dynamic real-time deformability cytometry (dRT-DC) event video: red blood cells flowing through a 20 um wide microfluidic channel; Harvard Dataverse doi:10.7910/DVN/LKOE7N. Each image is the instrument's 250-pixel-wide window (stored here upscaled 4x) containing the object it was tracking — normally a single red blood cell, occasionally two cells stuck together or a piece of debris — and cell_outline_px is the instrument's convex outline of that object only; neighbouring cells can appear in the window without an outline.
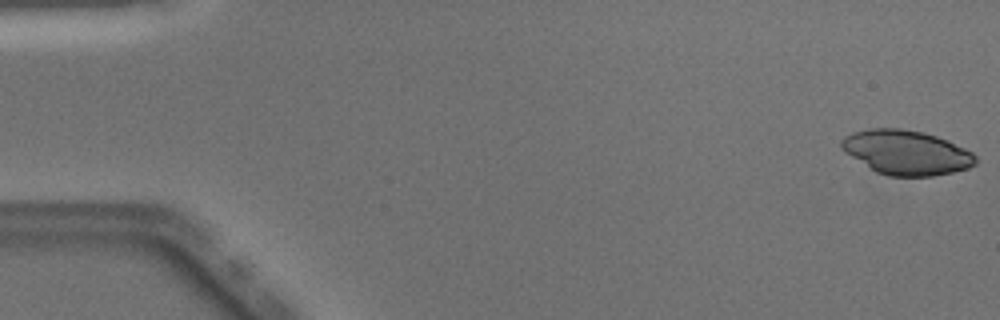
{"species": "Egyptian fruit bat (a non-hibernating species)", "species_latin": "Rousettus aegyptiacus", "temperature_condition": "warm", "stored_images_in_passage": 49, "camera_frame_rate_fps": 3000, "um_per_image_px": 0.085, "animal": {"sex": "male"}, "frame": {"image": 1, "passage_image": 1, "time_ms": 0.0, "image_size_px": [1000, 320], "cell_outline_px": [[976, 164], [968, 168], [952, 172], [932, 176], [888, 176], [876, 172], [844, 152], [840, 148], [840, 140], [844, 136], [852, 132], [868, 128], [900, 128], [924, 132], [948, 140], [972, 152], [976, 156]], "centroid_in_image_um": [77.01, 12.95], "position_along_channel_um": 8.0, "area_um2": 34.97}}